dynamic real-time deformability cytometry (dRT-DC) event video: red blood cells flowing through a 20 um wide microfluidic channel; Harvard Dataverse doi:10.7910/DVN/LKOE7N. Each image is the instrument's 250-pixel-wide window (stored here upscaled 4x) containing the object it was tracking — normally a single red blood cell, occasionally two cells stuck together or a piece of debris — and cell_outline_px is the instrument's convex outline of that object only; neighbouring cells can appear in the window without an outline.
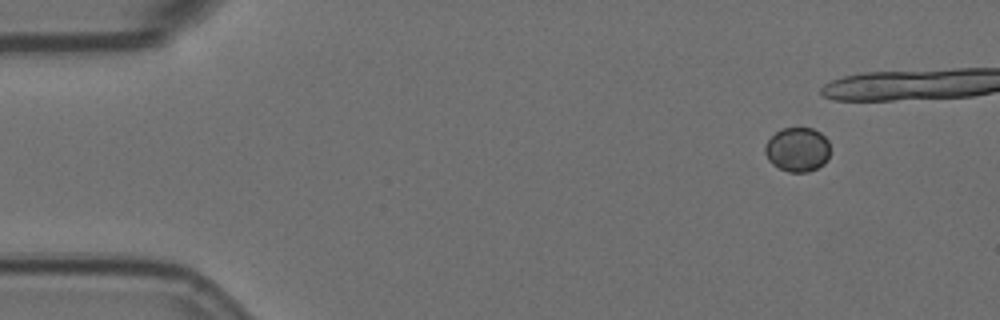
{"species": "Egyptian fruit bat (a non-hibernating species)", "species_latin": "Rousettus aegyptiacus", "temperature_condition": "room temperature", "stored_images_in_passage": 6, "camera_frame_rate_fps": 3000, "um_per_image_px": 0.085, "animal": {"sex": "female"}, "frame": {"image": 1, "passage_image": 1, "time_ms": 0.0, "image_size_px": [1000, 320], "cell_outline_px": [[828, 160], [824, 164], [808, 172], [788, 172], [772, 164], [768, 160], [764, 152], [764, 148], [768, 140], [780, 128], [812, 128], [820, 132], [828, 140]], "centroid_in_image_um": [67.77, 12.71], "position_along_channel_um": 17.2, "area_um2": 16.82}}